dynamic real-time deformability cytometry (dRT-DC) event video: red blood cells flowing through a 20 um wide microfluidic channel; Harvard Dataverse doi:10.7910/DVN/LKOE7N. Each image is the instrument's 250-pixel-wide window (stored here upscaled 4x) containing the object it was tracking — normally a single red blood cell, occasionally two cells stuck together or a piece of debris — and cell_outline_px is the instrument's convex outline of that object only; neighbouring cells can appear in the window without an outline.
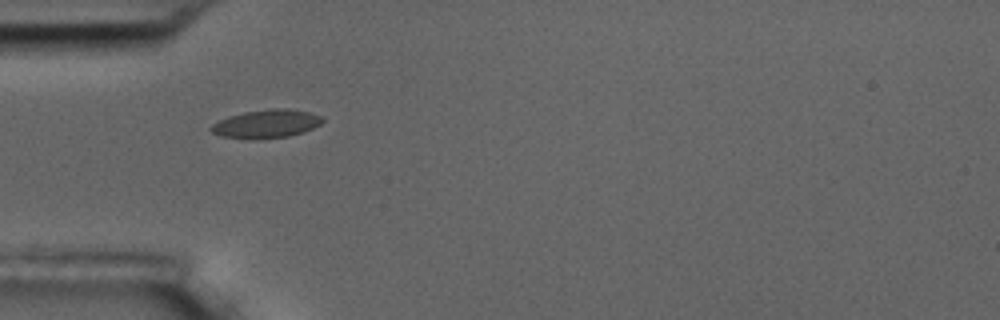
{"species": "common noctule bat (a hibernating species)", "species_latin": "Nyctalus noctula", "temperature_condition": "room temperature", "stored_images_in_passage": 2, "camera_frame_rate_fps": 3000, "um_per_image_px": 0.085, "animal": {"sex": "male", "body_mass_g": 17.5, "forearm_length_mm": 52.3}, "frame": {"image": 1, "passage_image": 1, "time_ms": 0.0, "image_size_px": [1000, 320], "cell_outline_px": [[324, 120], [320, 124], [312, 128], [288, 136], [252, 140], [220, 136], [212, 132], [208, 128], [212, 124], [228, 116], [244, 112], [272, 108], [288, 108], [308, 112], [320, 116]], "centroid_in_image_um": [22.58, 10.53], "position_along_channel_um": 62.4, "area_um2": 18.38}}